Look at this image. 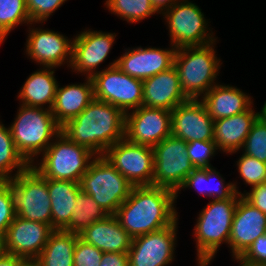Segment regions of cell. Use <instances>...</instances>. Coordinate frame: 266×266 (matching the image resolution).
<instances>
[{
	"instance_id": "cell-1",
	"label": "cell",
	"mask_w": 266,
	"mask_h": 266,
	"mask_svg": "<svg viewBox=\"0 0 266 266\" xmlns=\"http://www.w3.org/2000/svg\"><path fill=\"white\" fill-rule=\"evenodd\" d=\"M176 193L158 186H133L115 216L132 237L155 232L178 220Z\"/></svg>"
},
{
	"instance_id": "cell-2",
	"label": "cell",
	"mask_w": 266,
	"mask_h": 266,
	"mask_svg": "<svg viewBox=\"0 0 266 266\" xmlns=\"http://www.w3.org/2000/svg\"><path fill=\"white\" fill-rule=\"evenodd\" d=\"M126 114L116 106L93 99L75 118L61 127L73 143L84 146L96 156L125 138Z\"/></svg>"
},
{
	"instance_id": "cell-3",
	"label": "cell",
	"mask_w": 266,
	"mask_h": 266,
	"mask_svg": "<svg viewBox=\"0 0 266 266\" xmlns=\"http://www.w3.org/2000/svg\"><path fill=\"white\" fill-rule=\"evenodd\" d=\"M9 128L17 151L30 165L61 132L51 110L23 104Z\"/></svg>"
},
{
	"instance_id": "cell-4",
	"label": "cell",
	"mask_w": 266,
	"mask_h": 266,
	"mask_svg": "<svg viewBox=\"0 0 266 266\" xmlns=\"http://www.w3.org/2000/svg\"><path fill=\"white\" fill-rule=\"evenodd\" d=\"M214 44L176 49L174 67L182 92L188 99H201L217 84L215 79L222 62L216 56Z\"/></svg>"
},
{
	"instance_id": "cell-5",
	"label": "cell",
	"mask_w": 266,
	"mask_h": 266,
	"mask_svg": "<svg viewBox=\"0 0 266 266\" xmlns=\"http://www.w3.org/2000/svg\"><path fill=\"white\" fill-rule=\"evenodd\" d=\"M238 199H213L199 213L193 232L198 266H208L218 248L228 244Z\"/></svg>"
},
{
	"instance_id": "cell-6",
	"label": "cell",
	"mask_w": 266,
	"mask_h": 266,
	"mask_svg": "<svg viewBox=\"0 0 266 266\" xmlns=\"http://www.w3.org/2000/svg\"><path fill=\"white\" fill-rule=\"evenodd\" d=\"M40 163L31 164L46 179L80 183L90 162L96 157L89 149L73 143L60 132L42 153Z\"/></svg>"
},
{
	"instance_id": "cell-7",
	"label": "cell",
	"mask_w": 266,
	"mask_h": 266,
	"mask_svg": "<svg viewBox=\"0 0 266 266\" xmlns=\"http://www.w3.org/2000/svg\"><path fill=\"white\" fill-rule=\"evenodd\" d=\"M81 190L108 214L115 215L127 200L132 184L104 156H96L80 181Z\"/></svg>"
},
{
	"instance_id": "cell-8",
	"label": "cell",
	"mask_w": 266,
	"mask_h": 266,
	"mask_svg": "<svg viewBox=\"0 0 266 266\" xmlns=\"http://www.w3.org/2000/svg\"><path fill=\"white\" fill-rule=\"evenodd\" d=\"M9 181L16 216L51 226V200L47 179L30 165Z\"/></svg>"
},
{
	"instance_id": "cell-9",
	"label": "cell",
	"mask_w": 266,
	"mask_h": 266,
	"mask_svg": "<svg viewBox=\"0 0 266 266\" xmlns=\"http://www.w3.org/2000/svg\"><path fill=\"white\" fill-rule=\"evenodd\" d=\"M201 10L195 3L180 0L162 13L168 24L171 46L177 49L216 42L213 32H208V20Z\"/></svg>"
},
{
	"instance_id": "cell-10",
	"label": "cell",
	"mask_w": 266,
	"mask_h": 266,
	"mask_svg": "<svg viewBox=\"0 0 266 266\" xmlns=\"http://www.w3.org/2000/svg\"><path fill=\"white\" fill-rule=\"evenodd\" d=\"M116 63L114 60L91 77L94 98L112 104L126 114L143 105V80L125 74Z\"/></svg>"
},
{
	"instance_id": "cell-11",
	"label": "cell",
	"mask_w": 266,
	"mask_h": 266,
	"mask_svg": "<svg viewBox=\"0 0 266 266\" xmlns=\"http://www.w3.org/2000/svg\"><path fill=\"white\" fill-rule=\"evenodd\" d=\"M153 186L177 192L195 169L187 152V142L173 135L153 147Z\"/></svg>"
},
{
	"instance_id": "cell-12",
	"label": "cell",
	"mask_w": 266,
	"mask_h": 266,
	"mask_svg": "<svg viewBox=\"0 0 266 266\" xmlns=\"http://www.w3.org/2000/svg\"><path fill=\"white\" fill-rule=\"evenodd\" d=\"M103 156L132 186H152L154 172L153 148L134 144L126 138L116 142Z\"/></svg>"
},
{
	"instance_id": "cell-13",
	"label": "cell",
	"mask_w": 266,
	"mask_h": 266,
	"mask_svg": "<svg viewBox=\"0 0 266 266\" xmlns=\"http://www.w3.org/2000/svg\"><path fill=\"white\" fill-rule=\"evenodd\" d=\"M132 239L128 251L129 266H166L172 263L176 248L177 225Z\"/></svg>"
},
{
	"instance_id": "cell-14",
	"label": "cell",
	"mask_w": 266,
	"mask_h": 266,
	"mask_svg": "<svg viewBox=\"0 0 266 266\" xmlns=\"http://www.w3.org/2000/svg\"><path fill=\"white\" fill-rule=\"evenodd\" d=\"M172 111L140 106L126 113L125 138L134 144L155 147L171 135Z\"/></svg>"
},
{
	"instance_id": "cell-15",
	"label": "cell",
	"mask_w": 266,
	"mask_h": 266,
	"mask_svg": "<svg viewBox=\"0 0 266 266\" xmlns=\"http://www.w3.org/2000/svg\"><path fill=\"white\" fill-rule=\"evenodd\" d=\"M54 229L16 216L3 237L4 252L19 258H38Z\"/></svg>"
},
{
	"instance_id": "cell-16",
	"label": "cell",
	"mask_w": 266,
	"mask_h": 266,
	"mask_svg": "<svg viewBox=\"0 0 266 266\" xmlns=\"http://www.w3.org/2000/svg\"><path fill=\"white\" fill-rule=\"evenodd\" d=\"M214 120L200 99H188L172 110L171 135L191 141H213Z\"/></svg>"
},
{
	"instance_id": "cell-17",
	"label": "cell",
	"mask_w": 266,
	"mask_h": 266,
	"mask_svg": "<svg viewBox=\"0 0 266 266\" xmlns=\"http://www.w3.org/2000/svg\"><path fill=\"white\" fill-rule=\"evenodd\" d=\"M116 36V33L90 29L81 31L72 41V70L92 77L98 72V66L107 59Z\"/></svg>"
},
{
	"instance_id": "cell-18",
	"label": "cell",
	"mask_w": 266,
	"mask_h": 266,
	"mask_svg": "<svg viewBox=\"0 0 266 266\" xmlns=\"http://www.w3.org/2000/svg\"><path fill=\"white\" fill-rule=\"evenodd\" d=\"M26 54L42 67L57 68L72 61V40L58 31L29 28ZM32 29V30H31ZM66 61V62H65Z\"/></svg>"
},
{
	"instance_id": "cell-19",
	"label": "cell",
	"mask_w": 266,
	"mask_h": 266,
	"mask_svg": "<svg viewBox=\"0 0 266 266\" xmlns=\"http://www.w3.org/2000/svg\"><path fill=\"white\" fill-rule=\"evenodd\" d=\"M264 234H266V215L240 196L228 242L233 258L241 257L252 243Z\"/></svg>"
},
{
	"instance_id": "cell-20",
	"label": "cell",
	"mask_w": 266,
	"mask_h": 266,
	"mask_svg": "<svg viewBox=\"0 0 266 266\" xmlns=\"http://www.w3.org/2000/svg\"><path fill=\"white\" fill-rule=\"evenodd\" d=\"M136 47L117 59L116 66L125 74L137 79H147L174 66L176 48Z\"/></svg>"
},
{
	"instance_id": "cell-21",
	"label": "cell",
	"mask_w": 266,
	"mask_h": 266,
	"mask_svg": "<svg viewBox=\"0 0 266 266\" xmlns=\"http://www.w3.org/2000/svg\"><path fill=\"white\" fill-rule=\"evenodd\" d=\"M187 100L174 66L143 80V106L172 111Z\"/></svg>"
},
{
	"instance_id": "cell-22",
	"label": "cell",
	"mask_w": 266,
	"mask_h": 266,
	"mask_svg": "<svg viewBox=\"0 0 266 266\" xmlns=\"http://www.w3.org/2000/svg\"><path fill=\"white\" fill-rule=\"evenodd\" d=\"M85 242L92 244L102 252L128 253L132 237L122 228L115 215L95 221L79 234Z\"/></svg>"
},
{
	"instance_id": "cell-23",
	"label": "cell",
	"mask_w": 266,
	"mask_h": 266,
	"mask_svg": "<svg viewBox=\"0 0 266 266\" xmlns=\"http://www.w3.org/2000/svg\"><path fill=\"white\" fill-rule=\"evenodd\" d=\"M252 106L245 112L214 121L213 141L219 151L236 153L242 150L253 123L258 118V112Z\"/></svg>"
},
{
	"instance_id": "cell-24",
	"label": "cell",
	"mask_w": 266,
	"mask_h": 266,
	"mask_svg": "<svg viewBox=\"0 0 266 266\" xmlns=\"http://www.w3.org/2000/svg\"><path fill=\"white\" fill-rule=\"evenodd\" d=\"M85 81L63 87L58 84L51 112L60 127L79 115L94 99L91 77L86 76Z\"/></svg>"
},
{
	"instance_id": "cell-25",
	"label": "cell",
	"mask_w": 266,
	"mask_h": 266,
	"mask_svg": "<svg viewBox=\"0 0 266 266\" xmlns=\"http://www.w3.org/2000/svg\"><path fill=\"white\" fill-rule=\"evenodd\" d=\"M251 99L239 88L217 83L200 100L215 121L247 111L253 105Z\"/></svg>"
},
{
	"instance_id": "cell-26",
	"label": "cell",
	"mask_w": 266,
	"mask_h": 266,
	"mask_svg": "<svg viewBox=\"0 0 266 266\" xmlns=\"http://www.w3.org/2000/svg\"><path fill=\"white\" fill-rule=\"evenodd\" d=\"M47 185L51 200V227L64 230L71 222L77 194L81 191L80 183L47 179Z\"/></svg>"
},
{
	"instance_id": "cell-27",
	"label": "cell",
	"mask_w": 266,
	"mask_h": 266,
	"mask_svg": "<svg viewBox=\"0 0 266 266\" xmlns=\"http://www.w3.org/2000/svg\"><path fill=\"white\" fill-rule=\"evenodd\" d=\"M55 69L43 67V69L32 73L21 87L18 98L23 105L51 110L57 86L59 83L54 76Z\"/></svg>"
},
{
	"instance_id": "cell-28",
	"label": "cell",
	"mask_w": 266,
	"mask_h": 266,
	"mask_svg": "<svg viewBox=\"0 0 266 266\" xmlns=\"http://www.w3.org/2000/svg\"><path fill=\"white\" fill-rule=\"evenodd\" d=\"M215 168L194 169L184 180L180 189L176 192V199L179 191L183 188H195L197 192L212 199L239 198L242 193L238 191L236 182L225 184L224 178ZM218 179L216 187L210 185L212 180ZM214 182V181H213ZM206 185V186H205ZM203 186V187H202ZM211 186V187H210Z\"/></svg>"
},
{
	"instance_id": "cell-29",
	"label": "cell",
	"mask_w": 266,
	"mask_h": 266,
	"mask_svg": "<svg viewBox=\"0 0 266 266\" xmlns=\"http://www.w3.org/2000/svg\"><path fill=\"white\" fill-rule=\"evenodd\" d=\"M78 234L54 230L38 256L41 266H74V248Z\"/></svg>"
},
{
	"instance_id": "cell-30",
	"label": "cell",
	"mask_w": 266,
	"mask_h": 266,
	"mask_svg": "<svg viewBox=\"0 0 266 266\" xmlns=\"http://www.w3.org/2000/svg\"><path fill=\"white\" fill-rule=\"evenodd\" d=\"M0 122V181L12 180L19 173L25 171L30 164L17 151L11 130ZM13 174V170L15 171ZM13 174V175H12Z\"/></svg>"
},
{
	"instance_id": "cell-31",
	"label": "cell",
	"mask_w": 266,
	"mask_h": 266,
	"mask_svg": "<svg viewBox=\"0 0 266 266\" xmlns=\"http://www.w3.org/2000/svg\"><path fill=\"white\" fill-rule=\"evenodd\" d=\"M76 203L71 215V222L64 229L67 232L79 235L95 221L102 220L108 216L93 197L82 190L77 194Z\"/></svg>"
},
{
	"instance_id": "cell-32",
	"label": "cell",
	"mask_w": 266,
	"mask_h": 266,
	"mask_svg": "<svg viewBox=\"0 0 266 266\" xmlns=\"http://www.w3.org/2000/svg\"><path fill=\"white\" fill-rule=\"evenodd\" d=\"M33 24L25 0H0V44L20 24Z\"/></svg>"
},
{
	"instance_id": "cell-33",
	"label": "cell",
	"mask_w": 266,
	"mask_h": 266,
	"mask_svg": "<svg viewBox=\"0 0 266 266\" xmlns=\"http://www.w3.org/2000/svg\"><path fill=\"white\" fill-rule=\"evenodd\" d=\"M109 12L129 23H137L158 13L151 0H106Z\"/></svg>"
},
{
	"instance_id": "cell-34",
	"label": "cell",
	"mask_w": 266,
	"mask_h": 266,
	"mask_svg": "<svg viewBox=\"0 0 266 266\" xmlns=\"http://www.w3.org/2000/svg\"><path fill=\"white\" fill-rule=\"evenodd\" d=\"M242 148L244 154L266 163V124L259 118L253 123Z\"/></svg>"
},
{
	"instance_id": "cell-35",
	"label": "cell",
	"mask_w": 266,
	"mask_h": 266,
	"mask_svg": "<svg viewBox=\"0 0 266 266\" xmlns=\"http://www.w3.org/2000/svg\"><path fill=\"white\" fill-rule=\"evenodd\" d=\"M238 159V172L246 184L254 187L266 183V163L244 153Z\"/></svg>"
},
{
	"instance_id": "cell-36",
	"label": "cell",
	"mask_w": 266,
	"mask_h": 266,
	"mask_svg": "<svg viewBox=\"0 0 266 266\" xmlns=\"http://www.w3.org/2000/svg\"><path fill=\"white\" fill-rule=\"evenodd\" d=\"M218 151L214 141H191L187 142L188 157L195 169H207L211 166L210 158Z\"/></svg>"
},
{
	"instance_id": "cell-37",
	"label": "cell",
	"mask_w": 266,
	"mask_h": 266,
	"mask_svg": "<svg viewBox=\"0 0 266 266\" xmlns=\"http://www.w3.org/2000/svg\"><path fill=\"white\" fill-rule=\"evenodd\" d=\"M15 217L16 213L11 182L0 181V237H4Z\"/></svg>"
},
{
	"instance_id": "cell-38",
	"label": "cell",
	"mask_w": 266,
	"mask_h": 266,
	"mask_svg": "<svg viewBox=\"0 0 266 266\" xmlns=\"http://www.w3.org/2000/svg\"><path fill=\"white\" fill-rule=\"evenodd\" d=\"M67 0H25L31 22H45Z\"/></svg>"
},
{
	"instance_id": "cell-39",
	"label": "cell",
	"mask_w": 266,
	"mask_h": 266,
	"mask_svg": "<svg viewBox=\"0 0 266 266\" xmlns=\"http://www.w3.org/2000/svg\"><path fill=\"white\" fill-rule=\"evenodd\" d=\"M103 252L82 240L77 238L74 248V266H99L101 264Z\"/></svg>"
},
{
	"instance_id": "cell-40",
	"label": "cell",
	"mask_w": 266,
	"mask_h": 266,
	"mask_svg": "<svg viewBox=\"0 0 266 266\" xmlns=\"http://www.w3.org/2000/svg\"><path fill=\"white\" fill-rule=\"evenodd\" d=\"M243 261L255 264H266V234L256 239L240 257Z\"/></svg>"
},
{
	"instance_id": "cell-41",
	"label": "cell",
	"mask_w": 266,
	"mask_h": 266,
	"mask_svg": "<svg viewBox=\"0 0 266 266\" xmlns=\"http://www.w3.org/2000/svg\"><path fill=\"white\" fill-rule=\"evenodd\" d=\"M247 202L266 215V183L256 185L241 195Z\"/></svg>"
},
{
	"instance_id": "cell-42",
	"label": "cell",
	"mask_w": 266,
	"mask_h": 266,
	"mask_svg": "<svg viewBox=\"0 0 266 266\" xmlns=\"http://www.w3.org/2000/svg\"><path fill=\"white\" fill-rule=\"evenodd\" d=\"M99 266H129L128 253L103 252Z\"/></svg>"
},
{
	"instance_id": "cell-43",
	"label": "cell",
	"mask_w": 266,
	"mask_h": 266,
	"mask_svg": "<svg viewBox=\"0 0 266 266\" xmlns=\"http://www.w3.org/2000/svg\"><path fill=\"white\" fill-rule=\"evenodd\" d=\"M178 1L180 0H151L153 7L160 14H162L165 10L171 8Z\"/></svg>"
},
{
	"instance_id": "cell-44",
	"label": "cell",
	"mask_w": 266,
	"mask_h": 266,
	"mask_svg": "<svg viewBox=\"0 0 266 266\" xmlns=\"http://www.w3.org/2000/svg\"><path fill=\"white\" fill-rule=\"evenodd\" d=\"M22 258H19L16 255L9 254L6 252H3L0 255V266H17V263L21 260Z\"/></svg>"
},
{
	"instance_id": "cell-45",
	"label": "cell",
	"mask_w": 266,
	"mask_h": 266,
	"mask_svg": "<svg viewBox=\"0 0 266 266\" xmlns=\"http://www.w3.org/2000/svg\"><path fill=\"white\" fill-rule=\"evenodd\" d=\"M17 266H41V264L37 258H22Z\"/></svg>"
},
{
	"instance_id": "cell-46",
	"label": "cell",
	"mask_w": 266,
	"mask_h": 266,
	"mask_svg": "<svg viewBox=\"0 0 266 266\" xmlns=\"http://www.w3.org/2000/svg\"><path fill=\"white\" fill-rule=\"evenodd\" d=\"M235 260L240 263L239 266H266V264L265 265L264 264H255V263L243 261L240 257L235 258Z\"/></svg>"
},
{
	"instance_id": "cell-47",
	"label": "cell",
	"mask_w": 266,
	"mask_h": 266,
	"mask_svg": "<svg viewBox=\"0 0 266 266\" xmlns=\"http://www.w3.org/2000/svg\"><path fill=\"white\" fill-rule=\"evenodd\" d=\"M258 118L266 124V102L264 103L262 110L258 112Z\"/></svg>"
},
{
	"instance_id": "cell-48",
	"label": "cell",
	"mask_w": 266,
	"mask_h": 266,
	"mask_svg": "<svg viewBox=\"0 0 266 266\" xmlns=\"http://www.w3.org/2000/svg\"><path fill=\"white\" fill-rule=\"evenodd\" d=\"M4 252V248H3V238L0 237V255Z\"/></svg>"
}]
</instances>
